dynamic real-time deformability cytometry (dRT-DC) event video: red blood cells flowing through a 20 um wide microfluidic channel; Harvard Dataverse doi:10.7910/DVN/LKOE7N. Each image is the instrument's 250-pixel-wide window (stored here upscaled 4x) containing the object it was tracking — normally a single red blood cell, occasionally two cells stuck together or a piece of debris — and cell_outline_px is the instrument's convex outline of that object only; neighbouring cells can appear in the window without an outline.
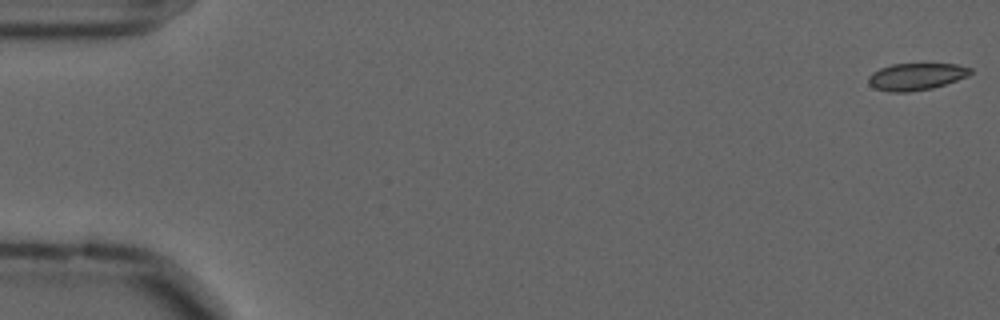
{"species": "common noctule bat (a hibernating species)", "species_latin": "Nyctalus noctula", "temperature_condition": "cold", "stored_images_in_passage": 57, "camera_frame_rate_fps": 3000, "um_per_image_px": 0.085, "animal": {"sex": "male", "forearm_length_mm": 52.5}, "frame": {"image": 1, "passage_image": 1, "time_ms": 0.0, "image_size_px": [1000, 320], "cell_outline_px": [[972, 72], [968, 76], [932, 88], [908, 92], [888, 92], [876, 88], [868, 84], [868, 76], [872, 72], [880, 68], [892, 64], [956, 64], [972, 68]], "centroid_in_image_um": [77.85, 6.51], "position_along_channel_um": 7.1, "area_um2": 16.01}}
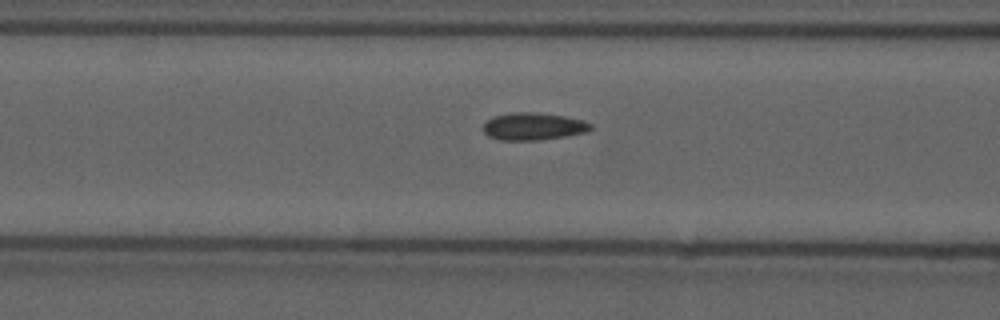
{"frame": {"image": 2, "passage_image": 23, "time_ms": 7.333, "image_size_px": [1000, 320], "cell_outline_px": [[592, 128], [588, 132], [540, 140], [500, 140], [488, 136], [484, 132], [484, 124], [492, 116], [512, 112], [532, 112], [564, 116], [584, 120], [592, 124]], "centroid_in_image_um": [45.34, 10.74], "position_along_channel_um": 121.3, "area_um2": 17.17}}
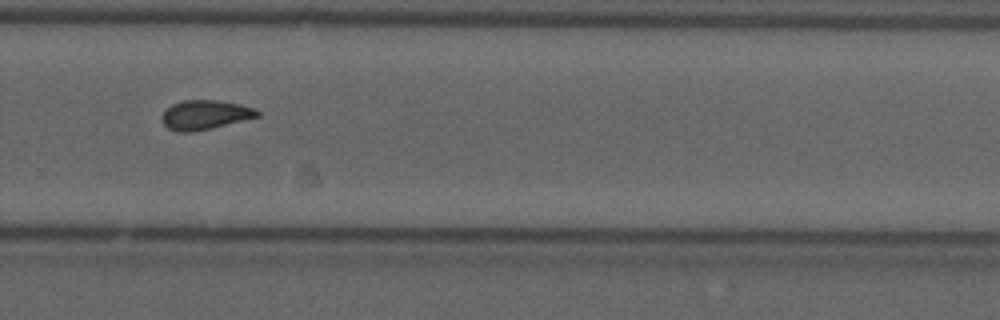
{"frame": {"image": 3, "passage_image": 39, "time_ms": 12.667, "image_size_px": [1000, 320], "cell_outline_px": [[260, 116], [208, 128], [188, 132], [176, 132], [168, 128], [164, 124], [164, 112], [172, 104], [184, 100], [220, 100], [240, 104], [256, 108], [260, 112]], "centroid_in_image_um": [17.46, 9.74], "position_along_channel_um": 312.3, "area_um2": 15.95}, "authors_computed_cell_mechanics": {"area_um2": 16.3574, "velocity_mm_per_s": 3.5891, "shape_relaxation_time_tau1_ms": 8.8174, "shape_relaxation_time_tau2_ms": 3.0939, "deformation_change_tau1": 0.1477, "deformation_change_tau2": 0.0678}}